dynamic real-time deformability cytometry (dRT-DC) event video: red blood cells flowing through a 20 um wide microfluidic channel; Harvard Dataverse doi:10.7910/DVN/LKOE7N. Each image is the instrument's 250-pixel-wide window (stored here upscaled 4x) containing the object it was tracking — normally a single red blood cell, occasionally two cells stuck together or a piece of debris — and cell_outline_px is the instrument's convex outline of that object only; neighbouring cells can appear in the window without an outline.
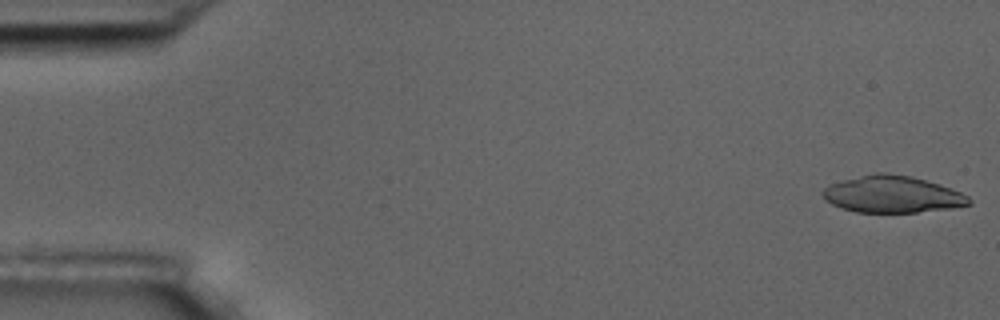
{"species": "common noctule bat (a hibernating species)", "species_latin": "Nyctalus noctula", "temperature_condition": "room temperature", "stored_images_in_passage": 15, "camera_frame_rate_fps": 3000, "um_per_image_px": 0.085, "animal": {"sex": "male", "body_mass_g": 17.5, "forearm_length_mm": 52.3}, "frame": {"image": 1, "passage_image": 1, "time_ms": 0.0, "image_size_px": [1000, 320], "cell_outline_px": [[972, 204], [952, 208], [916, 212], [856, 212], [840, 208], [824, 200], [824, 188], [828, 184], [876, 172], [888, 172], [912, 176], [940, 184], [960, 192], [968, 196], [972, 200]], "centroid_in_image_um": [75.86, 16.51], "position_along_channel_um": 9.1, "area_um2": 31.44}}